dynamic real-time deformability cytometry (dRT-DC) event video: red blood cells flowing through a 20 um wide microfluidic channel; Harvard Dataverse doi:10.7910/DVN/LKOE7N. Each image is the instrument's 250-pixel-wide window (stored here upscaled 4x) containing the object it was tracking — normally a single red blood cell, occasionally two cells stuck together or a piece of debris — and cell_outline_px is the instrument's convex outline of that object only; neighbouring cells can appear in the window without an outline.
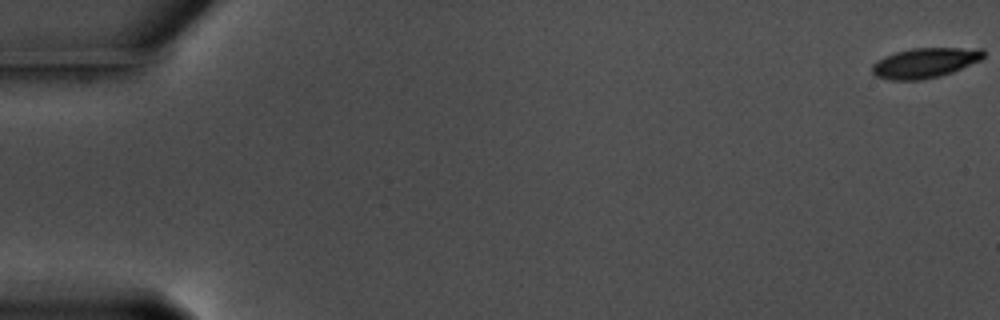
{"species": "common noctule bat (a hibernating species)", "species_latin": "Nyctalus noctula", "temperature_condition": "warm", "stored_images_in_passage": 59, "camera_frame_rate_fps": 3000, "um_per_image_px": 0.085, "animal": {"sex": "male", "body_mass_g": 17.5, "forearm_length_mm": 52.3}, "frame": {"image": 1, "passage_image": 1, "time_ms": 0.0, "image_size_px": [1000, 320], "cell_outline_px": [[984, 56], [980, 60], [952, 72], [940, 76], [920, 80], [892, 80], [876, 76], [872, 72], [872, 64], [876, 60], [884, 56], [896, 52], [912, 48], [984, 48]], "centroid_in_image_um": [78.61, 5.34], "position_along_channel_um": 6.4, "area_um2": 19.48}}
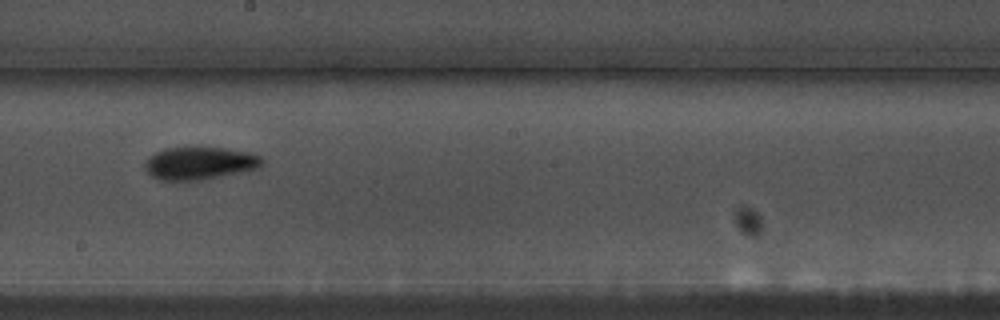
{"frame": {"image": 2, "passage_image": 34, "time_ms": 11.0, "image_size_px": [1000, 320], "cell_outline_px": [[264, 164], [260, 168], [200, 180], [160, 180], [152, 176], [144, 168], [144, 164], [156, 152], [164, 148], [224, 148], [248, 152], [260, 156], [264, 160]], "centroid_in_image_um": [17.0, 13.88], "position_along_channel_um": 231.2, "area_um2": 22.02}}
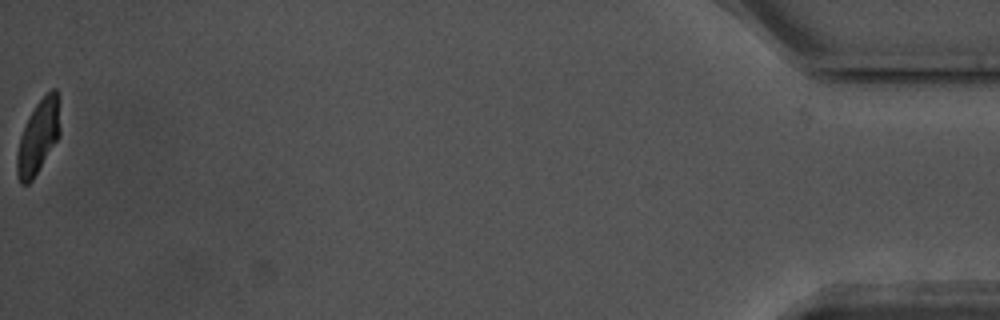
{"frame": {"image": 3, "passage_image": 59, "time_ms": 19.333, "image_size_px": [1000, 320], "cell_outline_px": [[60, 136], [32, 180], [28, 184], [20, 184], [16, 172], [16, 156], [20, 136], [28, 116], [36, 104], [52, 88], [56, 88], [60, 96]], "centroid_in_image_um": [3.27, 11.59], "position_along_channel_um": 431.9, "area_um2": 18.84}, "authors_computed_cell_mechanics": {"area_um2": 20.4034, "velocity_mm_per_s": 3.5682, "shape_relaxation_time_tau1_ms": 3.3319, "shape_relaxation_time_tau2_ms": 2.652, "deformation_change_tau1": 0.1462, "deformation_change_tau2": 0.0899}}